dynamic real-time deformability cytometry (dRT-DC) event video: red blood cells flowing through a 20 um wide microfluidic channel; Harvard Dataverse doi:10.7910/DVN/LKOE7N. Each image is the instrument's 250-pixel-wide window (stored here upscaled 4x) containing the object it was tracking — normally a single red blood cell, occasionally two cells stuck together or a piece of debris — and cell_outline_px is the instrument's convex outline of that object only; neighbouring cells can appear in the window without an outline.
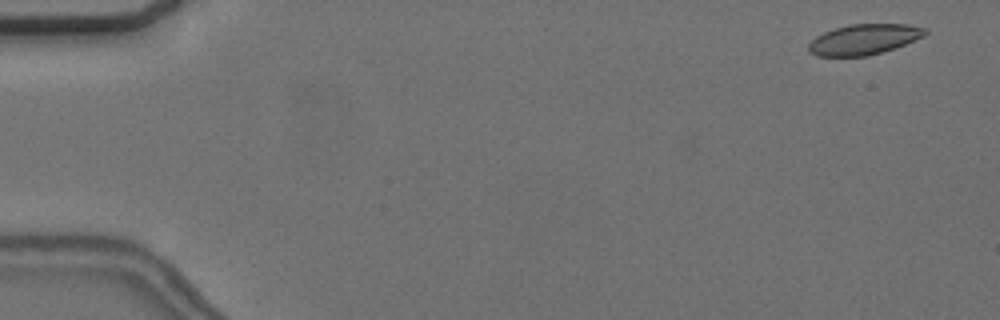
{"species": "common noctule bat (a hibernating species)", "species_latin": "Nyctalus noctula", "temperature_condition": "cold", "stored_images_in_passage": 15, "camera_frame_rate_fps": 3000, "um_per_image_px": 0.085, "animal": {"sex": "female", "body_mass_g": 24.6, "forearm_length_mm": 56.2}, "frame": {"image": 1, "passage_image": 3, "time_ms": 0.667, "image_size_px": [1000, 320], "cell_outline_px": [[928, 32], [924, 36], [904, 44], [868, 56], [816, 56], [808, 52], [808, 44], [816, 36], [824, 32], [848, 24], [908, 24], [928, 28]], "centroid_in_image_um": [73.42, 3.34], "position_along_channel_um": 11.6, "area_um2": 20.63}}